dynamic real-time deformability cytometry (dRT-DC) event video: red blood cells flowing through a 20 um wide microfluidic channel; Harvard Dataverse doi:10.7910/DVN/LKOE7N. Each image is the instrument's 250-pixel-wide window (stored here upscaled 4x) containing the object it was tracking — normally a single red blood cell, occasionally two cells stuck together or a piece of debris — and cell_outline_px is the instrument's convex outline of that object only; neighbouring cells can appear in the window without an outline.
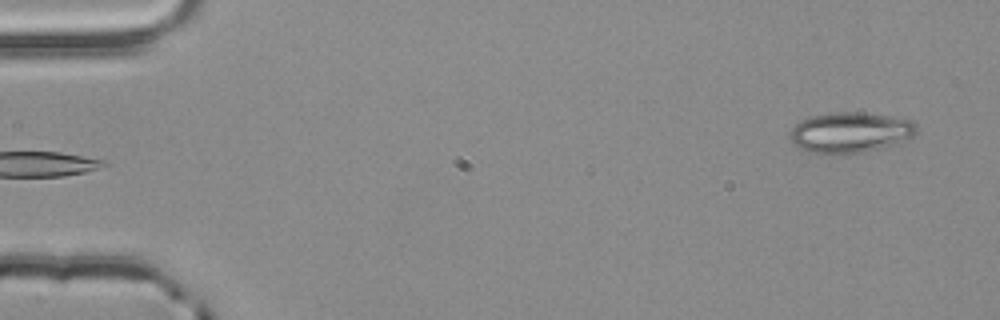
{"species": "common noctule bat (a hibernating species)", "species_latin": "Nyctalus noctula", "temperature_condition": "room temperature", "stored_images_in_passage": 4, "segment_of_instrument_passage": [2, 2], "camera_frame_rate_fps": 3000, "um_per_image_px": 0.085, "animal": {"sex": "male", "body_mass_g": 20.4}, "frame": {"image": 1, "passage_image": 4, "time_ms": 1.0, "image_size_px": [1000, 320], "cell_outline_px": [[920, 128], [912, 136], [896, 144], [864, 152], [808, 152], [800, 148], [788, 140], [792, 128], [800, 120], [808, 116], [832, 112], [864, 112], [912, 120]], "centroid_in_image_um": [72.27, 11.22], "position_along_channel_um": 12.7, "area_um2": 29.77}}